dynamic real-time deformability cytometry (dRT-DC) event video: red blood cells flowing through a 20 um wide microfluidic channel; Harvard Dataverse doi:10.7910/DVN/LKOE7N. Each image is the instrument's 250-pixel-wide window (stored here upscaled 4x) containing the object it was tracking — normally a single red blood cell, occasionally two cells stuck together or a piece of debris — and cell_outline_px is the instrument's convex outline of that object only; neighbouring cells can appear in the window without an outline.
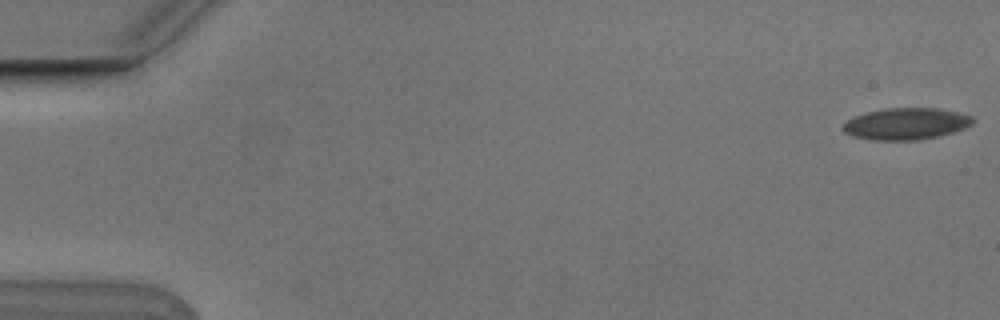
{"species": "Egyptian fruit bat (a non-hibernating species)", "species_latin": "Rousettus aegyptiacus", "temperature_condition": "cold", "stored_images_in_passage": 4, "camera_frame_rate_fps": 3000, "um_per_image_px": 0.085, "animal": {"sex": "male"}, "frame": {"image": 1, "passage_image": 1, "time_ms": 0.0, "image_size_px": [1000, 320], "cell_outline_px": [[976, 120], [972, 124], [964, 128], [940, 136], [920, 140], [872, 140], [852, 136], [844, 132], [840, 128], [848, 120], [856, 116], [868, 112], [884, 108], [936, 108], [956, 112], [972, 116]], "centroid_in_image_um": [77.02, 10.53], "position_along_channel_um": 8.0, "area_um2": 23.99}}